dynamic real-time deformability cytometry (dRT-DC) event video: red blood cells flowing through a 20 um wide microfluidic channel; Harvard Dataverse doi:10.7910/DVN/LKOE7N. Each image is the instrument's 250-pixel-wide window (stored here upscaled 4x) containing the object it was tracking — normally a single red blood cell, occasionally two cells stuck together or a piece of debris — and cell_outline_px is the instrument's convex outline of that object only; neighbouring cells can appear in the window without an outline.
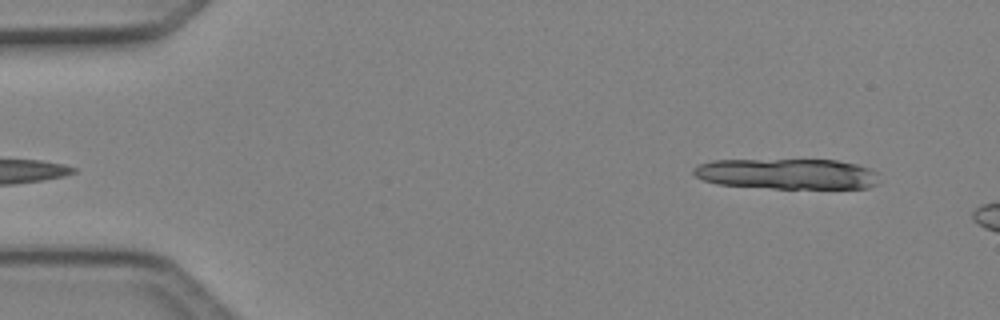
{"species": "Egyptian fruit bat (a non-hibernating species)", "species_latin": "Rousettus aegyptiacus", "temperature_condition": "cold", "stored_images_in_passage": 8, "camera_frame_rate_fps": 3000, "um_per_image_px": 0.085, "animal": {"sex": "female"}, "frame": {"image": 1, "passage_image": 3, "time_ms": 0.667, "image_size_px": [1000, 320], "cell_outline_px": [[880, 184], [868, 188], [772, 188], [716, 184], [704, 180], [696, 176], [692, 172], [692, 168], [696, 164], [712, 160], [836, 160], [856, 164], [880, 172]], "centroid_in_image_um": [66.95, 14.78], "position_along_channel_um": 18.1, "area_um2": 33.47}}